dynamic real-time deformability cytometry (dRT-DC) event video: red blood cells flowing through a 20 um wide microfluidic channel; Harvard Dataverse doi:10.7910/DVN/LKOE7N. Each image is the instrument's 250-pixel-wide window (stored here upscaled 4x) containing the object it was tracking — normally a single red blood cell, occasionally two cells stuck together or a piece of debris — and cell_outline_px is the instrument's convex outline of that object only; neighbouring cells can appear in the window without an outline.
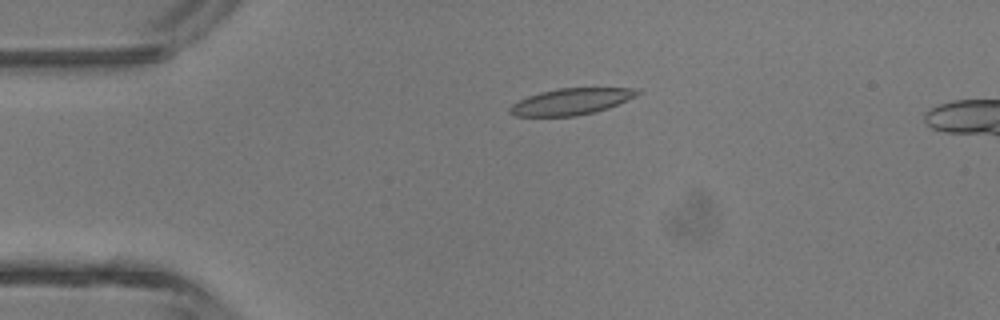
{"species": "common noctule bat (a hibernating species)", "species_latin": "Nyctalus noctula", "temperature_condition": "room temperature", "stored_images_in_passage": 5, "camera_frame_rate_fps": 3000, "um_per_image_px": 0.085, "animal": {"sex": "male", "body_mass_g": 13.3}, "frame": {"image": 1, "passage_image": 3, "time_ms": 3.0, "image_size_px": [1000, 320], "cell_outline_px": [[640, 92], [636, 96], [608, 108], [576, 116], [516, 116], [508, 112], [508, 108], [512, 104], [528, 96], [540, 92], [560, 88], [640, 88]], "centroid_in_image_um": [48.54, 8.63], "position_along_channel_um": 36.5, "area_um2": 19.48}}
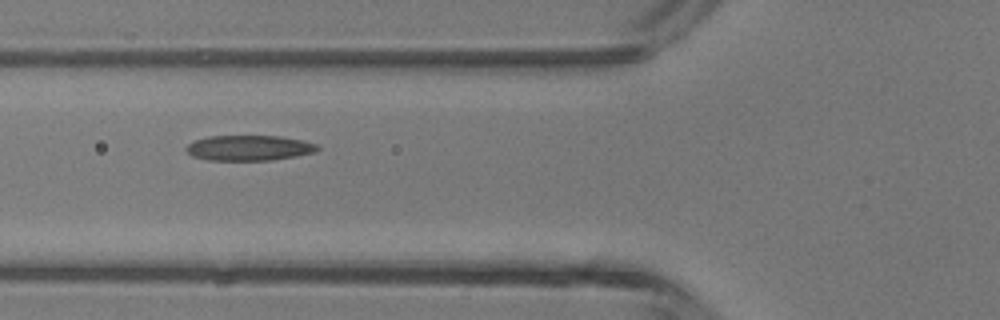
{"frame": {"image": 2, "passage_image": 5, "time_ms": 5.333, "image_size_px": [1000, 320], "cell_outline_px": [[320, 148], [316, 152], [296, 156], [272, 160], [208, 160], [192, 156], [184, 148], [188, 144], [196, 140], [208, 136], [280, 136], [304, 140], [316, 144]], "centroid_in_image_um": [21.19, 12.57], "position_along_channel_um": 104.6, "area_um2": 19.42}}